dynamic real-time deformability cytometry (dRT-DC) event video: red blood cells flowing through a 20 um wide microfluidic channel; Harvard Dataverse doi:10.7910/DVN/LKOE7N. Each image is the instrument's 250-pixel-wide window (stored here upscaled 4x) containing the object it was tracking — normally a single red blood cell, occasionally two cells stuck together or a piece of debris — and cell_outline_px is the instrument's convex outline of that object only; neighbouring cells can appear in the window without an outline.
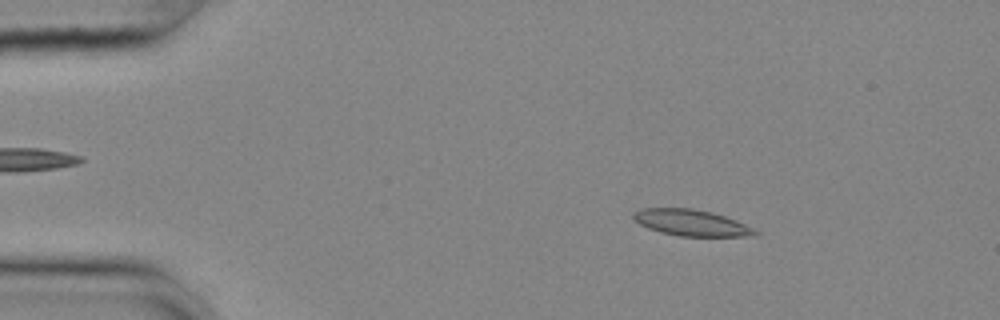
{"species": "common noctule bat (a hibernating species)", "species_latin": "Nyctalus noctula", "temperature_condition": "cold", "stored_images_in_passage": 55, "camera_frame_rate_fps": 3000, "um_per_image_px": 0.085, "animal": {"sex": "female", "body_mass_g": 25.1}, "frame": {"image": 1, "passage_image": 8, "time_ms": 2.333, "image_size_px": [1000, 320], "cell_outline_px": [[760, 232], [756, 236], [680, 236], [660, 232], [648, 228], [640, 224], [632, 216], [632, 212], [640, 208], [692, 208], [712, 212], [736, 220]], "centroid_in_image_um": [58.75, 18.93], "position_along_channel_um": 26.3, "area_um2": 18.61}}
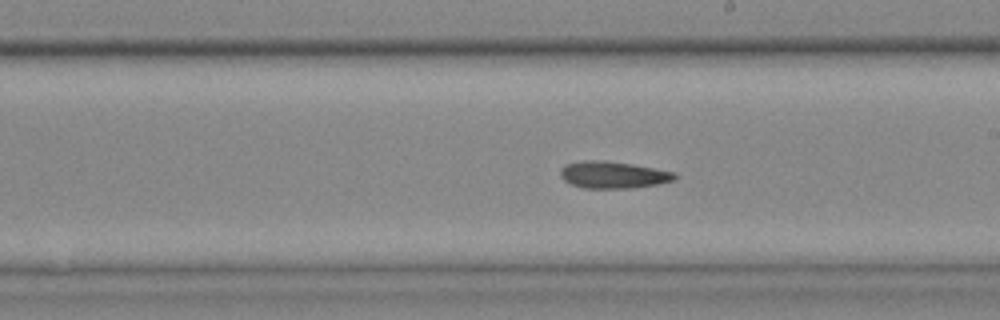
{"frame": {"image": 2, "passage_image": 31, "time_ms": 10.0, "image_size_px": [1000, 320], "cell_outline_px": [[676, 180], [656, 184], [632, 188], [584, 188], [572, 184], [564, 180], [560, 176], [560, 168], [564, 164], [584, 160], [604, 160], [676, 172]], "centroid_in_image_um": [52.08, 14.86], "position_along_channel_um": 236.9, "area_um2": 17.86}}
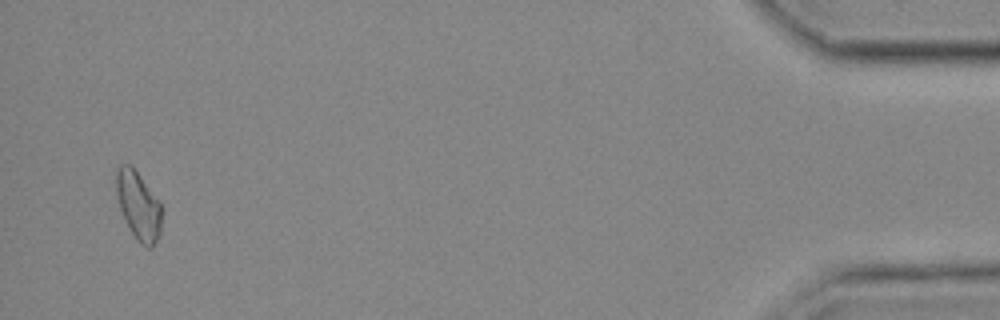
{"frame": {"image": 3, "passage_image": 53, "time_ms": 17.333, "image_size_px": [1000, 320], "cell_outline_px": [[160, 236], [152, 248], [148, 248], [140, 244], [136, 240], [120, 208], [116, 196], [116, 168], [120, 164], [132, 164], [160, 200]], "centroid_in_image_um": [11.76, 17.43], "position_along_channel_um": 423.4, "area_um2": 18.26}, "authors_computed_cell_mechanics": {"area_um2": 18.0336, "velocity_mm_per_s": 3.636, "shape_relaxation_time_tau1_ms": null, "shape_relaxation_time_tau2_ms": 3.7998, "deformation_change_tau1": null, "deformation_change_tau2": 0.0988}}